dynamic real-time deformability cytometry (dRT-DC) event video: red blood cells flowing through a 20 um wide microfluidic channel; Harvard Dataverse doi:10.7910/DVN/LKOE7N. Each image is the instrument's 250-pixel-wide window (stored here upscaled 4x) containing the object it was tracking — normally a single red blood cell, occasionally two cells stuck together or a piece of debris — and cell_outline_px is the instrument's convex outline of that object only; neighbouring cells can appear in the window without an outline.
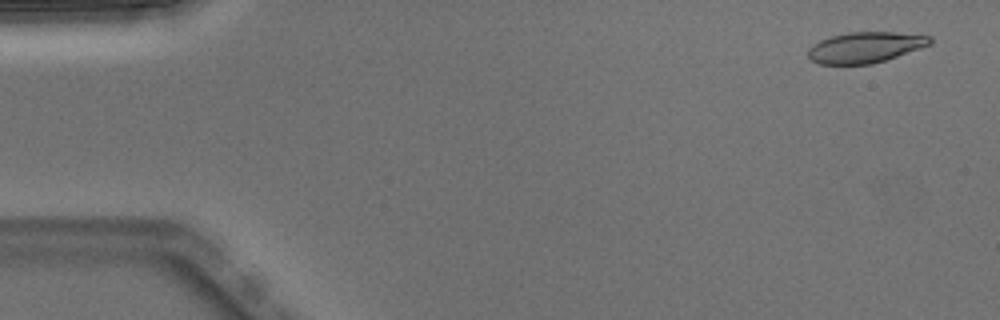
{"species": "Egyptian fruit bat (a non-hibernating species)", "species_latin": "Rousettus aegyptiacus", "temperature_condition": "warm", "stored_images_in_passage": 6, "camera_frame_rate_fps": 3000, "um_per_image_px": 0.085, "animal": {"sex": "male"}, "frame": {"image": 1, "passage_image": 1, "time_ms": 0.0, "image_size_px": [1000, 320], "cell_outline_px": [[932, 44], [872, 64], [820, 64], [812, 60], [808, 56], [808, 48], [812, 44], [820, 40], [832, 36], [848, 32], [896, 32], [932, 36]], "centroid_in_image_um": [73.54, 4.01], "position_along_channel_um": 11.5, "area_um2": 21.79}}
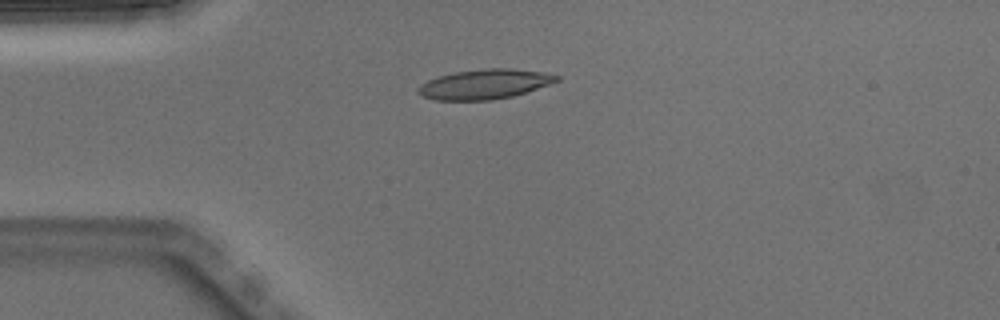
{"frame": {"image": 2, "passage_image": 4, "time_ms": 1.0, "image_size_px": [1000, 320], "cell_outline_px": [[560, 80], [512, 96], [492, 100], [436, 100], [424, 96], [416, 92], [416, 88], [420, 84], [436, 76], [456, 72], [488, 68], [512, 68], [544, 72], [560, 76]], "centroid_in_image_um": [41.16, 7.15], "position_along_channel_um": 43.8, "area_um2": 23.93}}
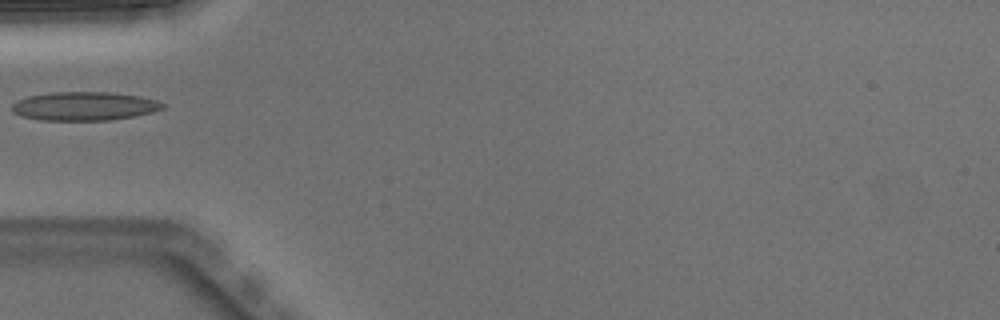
{"frame": {"image": 3, "passage_image": 5, "time_ms": 1.333, "image_size_px": [1000, 320], "cell_outline_px": [[168, 104], [164, 108], [152, 112], [112, 120], [40, 120], [24, 116], [16, 112], [12, 108], [12, 104], [16, 100], [28, 96], [52, 92], [108, 92], [140, 96], [156, 100]], "centroid_in_image_um": [7.21, 9.01], "position_along_channel_um": 77.8, "area_um2": 25.09}}